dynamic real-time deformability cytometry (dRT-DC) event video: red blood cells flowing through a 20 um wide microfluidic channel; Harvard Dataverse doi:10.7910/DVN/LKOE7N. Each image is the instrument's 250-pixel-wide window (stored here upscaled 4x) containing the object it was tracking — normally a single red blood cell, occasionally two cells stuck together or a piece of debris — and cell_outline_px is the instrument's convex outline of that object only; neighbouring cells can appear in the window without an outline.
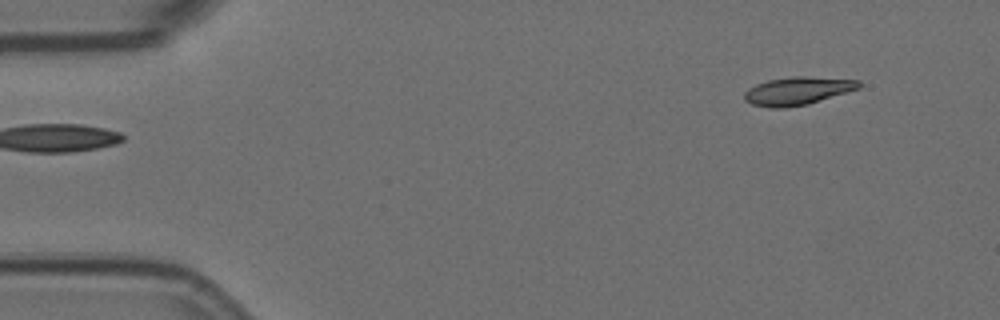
{"species": "Egyptian fruit bat (a non-hibernating species)", "species_latin": "Rousettus aegyptiacus", "temperature_condition": "room temperature", "stored_images_in_passage": 5, "segment_of_instrument_passage": [2, 2], "camera_frame_rate_fps": 3000, "um_per_image_px": 0.085, "animal": {"sex": "female"}, "frame": {"image": 1, "passage_image": 5, "time_ms": 1.333, "image_size_px": [1000, 320], "cell_outline_px": [[860, 88], [848, 92], [808, 104], [784, 108], [772, 108], [752, 104], [744, 100], [744, 92], [748, 88], [756, 84], [768, 80], [792, 76], [804, 76], [860, 80]], "centroid_in_image_um": [67.78, 7.72], "position_along_channel_um": 17.2, "area_um2": 18.73}}